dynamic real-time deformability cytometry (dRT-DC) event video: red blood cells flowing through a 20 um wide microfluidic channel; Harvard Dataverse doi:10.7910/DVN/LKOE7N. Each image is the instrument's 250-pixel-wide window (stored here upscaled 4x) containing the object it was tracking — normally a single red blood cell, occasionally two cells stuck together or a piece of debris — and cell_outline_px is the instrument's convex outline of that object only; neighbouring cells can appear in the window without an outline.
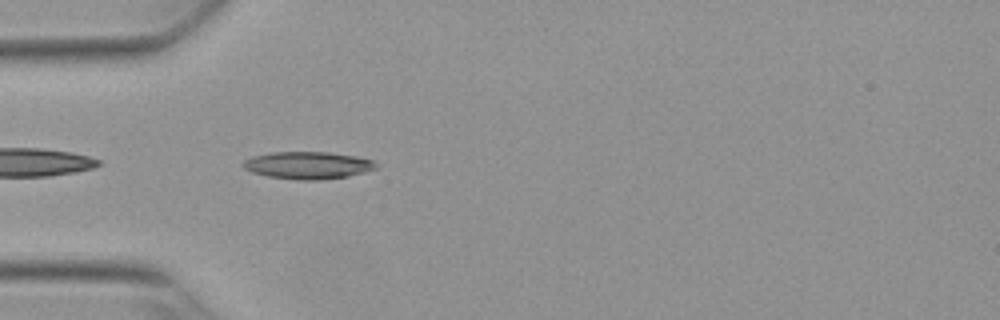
{"species": "Egyptian fruit bat (a non-hibernating species)", "species_latin": "Rousettus aegyptiacus", "temperature_condition": "warm", "stored_images_in_passage": 35, "camera_frame_rate_fps": 3000, "um_per_image_px": 0.085, "animal": {"sex": "female"}, "frame": {"image": 1, "passage_image": 2, "time_ms": 0.333, "image_size_px": [1000, 320], "cell_outline_px": [[376, 168], [364, 172], [348, 176], [320, 180], [300, 180], [268, 176], [252, 172], [244, 168], [240, 164], [244, 160], [252, 156], [272, 152], [328, 152], [356, 156], [372, 160], [376, 164]], "centroid_in_image_um": [26.13, 14.04], "position_along_channel_um": 58.9, "area_um2": 21.1}}
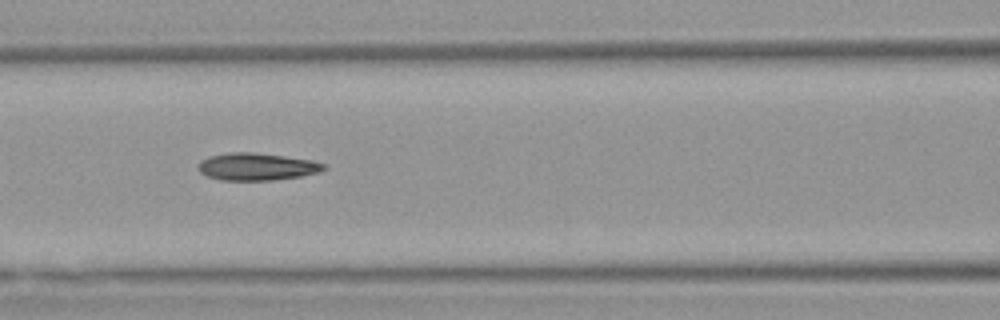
{"frame": {"image": 2, "passage_image": 9, "time_ms": 2.667, "image_size_px": [1000, 320], "cell_outline_px": [[328, 168], [320, 172], [300, 176], [272, 180], [220, 180], [208, 176], [200, 172], [196, 168], [200, 160], [208, 156], [228, 152], [252, 152], [284, 156], [312, 160], [324, 164]], "centroid_in_image_um": [21.8, 14.16], "position_along_channel_um": 144.8, "area_um2": 20.11}}
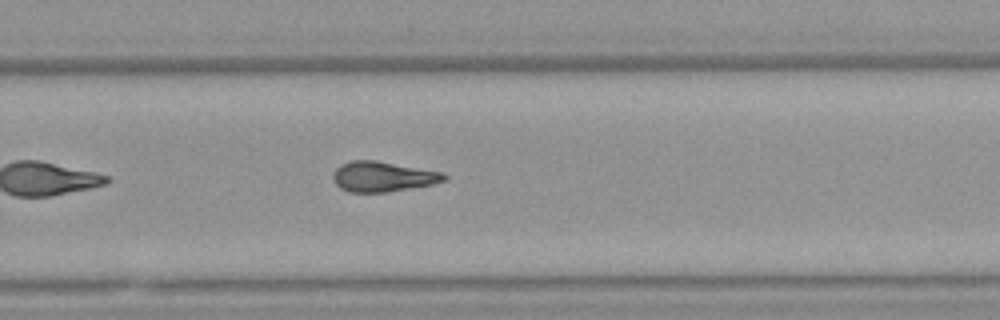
{"frame": {"image": 3, "passage_image": 21, "time_ms": 6.667, "image_size_px": [1000, 320], "cell_outline_px": [[448, 180], [432, 184], [388, 192], [348, 192], [340, 188], [332, 180], [332, 172], [340, 164], [352, 160], [376, 160], [444, 172], [448, 176]], "centroid_in_image_um": [32.53, 15.0], "position_along_channel_um": 297.3, "area_um2": 19.83}, "authors_computed_cell_mechanics": {"area_um2": 19.5942, "velocity_mm_per_s": 3.8287, "shape_relaxation_time_tau1_ms": null, "shape_relaxation_time_tau2_ms": 3.7259, "deformation_change_tau1": null, "deformation_change_tau2": 0.1324}}